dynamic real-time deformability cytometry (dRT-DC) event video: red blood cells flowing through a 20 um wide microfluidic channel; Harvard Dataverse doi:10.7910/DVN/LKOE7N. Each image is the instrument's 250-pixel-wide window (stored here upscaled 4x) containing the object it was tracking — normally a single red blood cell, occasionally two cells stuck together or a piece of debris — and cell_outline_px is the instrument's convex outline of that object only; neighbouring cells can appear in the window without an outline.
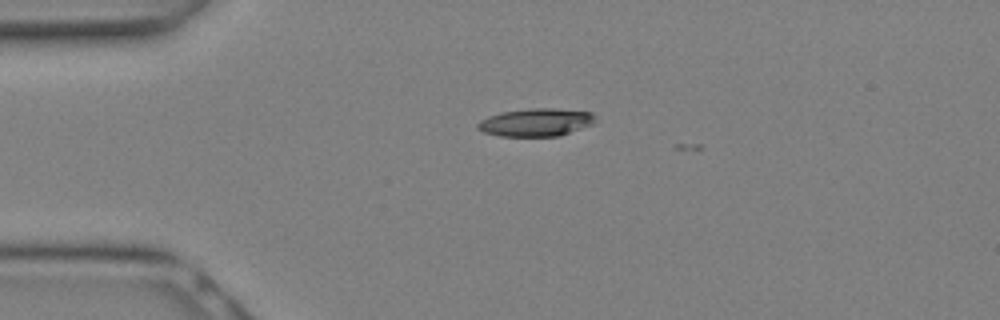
{"species": "Egyptian fruit bat (a non-hibernating species)", "species_latin": "Rousettus aegyptiacus", "temperature_condition": "warm", "stored_images_in_passage": 4, "camera_frame_rate_fps": 3000, "um_per_image_px": 0.085, "animal": {"sex": "female"}, "frame": {"image": 1, "passage_image": 1, "time_ms": 0.0, "image_size_px": [1000, 320], "cell_outline_px": [[592, 124], [560, 136], [500, 136], [484, 132], [476, 128], [476, 124], [480, 120], [488, 116], [500, 112], [532, 108], [556, 108], [592, 112]], "centroid_in_image_um": [45.49, 10.39], "position_along_channel_um": 39.5, "area_um2": 19.02}}